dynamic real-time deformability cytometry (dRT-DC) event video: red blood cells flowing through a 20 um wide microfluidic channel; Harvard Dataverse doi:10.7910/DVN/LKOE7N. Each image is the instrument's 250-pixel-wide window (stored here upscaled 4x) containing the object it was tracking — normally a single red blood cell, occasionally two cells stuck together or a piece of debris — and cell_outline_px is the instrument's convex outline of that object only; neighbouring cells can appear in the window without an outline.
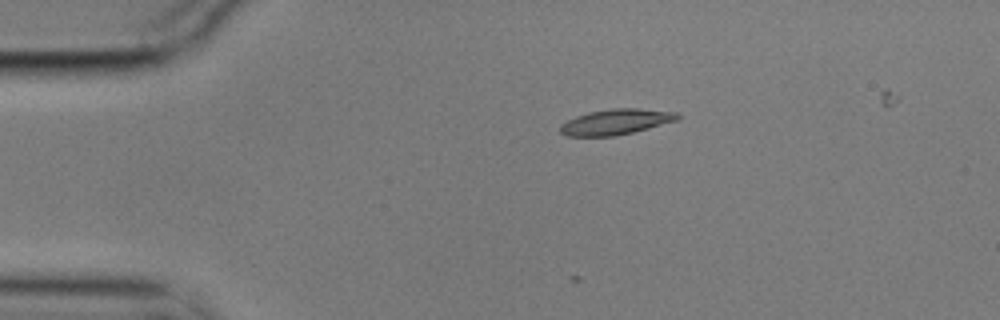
{"species": "common noctule bat (a hibernating species)", "species_latin": "Nyctalus noctula", "temperature_condition": "cold", "stored_images_in_passage": 2, "camera_frame_rate_fps": 3000, "um_per_image_px": 0.085, "animal": {"sex": "male", "body_mass_g": 17.9}, "frame": {"image": 1, "passage_image": 1, "time_ms": 0.0, "image_size_px": [1000, 320], "cell_outline_px": [[680, 120], [616, 136], [568, 136], [560, 132], [560, 124], [576, 116], [588, 112], [612, 108], [640, 108], [676, 112], [680, 116]], "centroid_in_image_um": [52.37, 10.35], "position_along_channel_um": 32.6, "area_um2": 17.51}}